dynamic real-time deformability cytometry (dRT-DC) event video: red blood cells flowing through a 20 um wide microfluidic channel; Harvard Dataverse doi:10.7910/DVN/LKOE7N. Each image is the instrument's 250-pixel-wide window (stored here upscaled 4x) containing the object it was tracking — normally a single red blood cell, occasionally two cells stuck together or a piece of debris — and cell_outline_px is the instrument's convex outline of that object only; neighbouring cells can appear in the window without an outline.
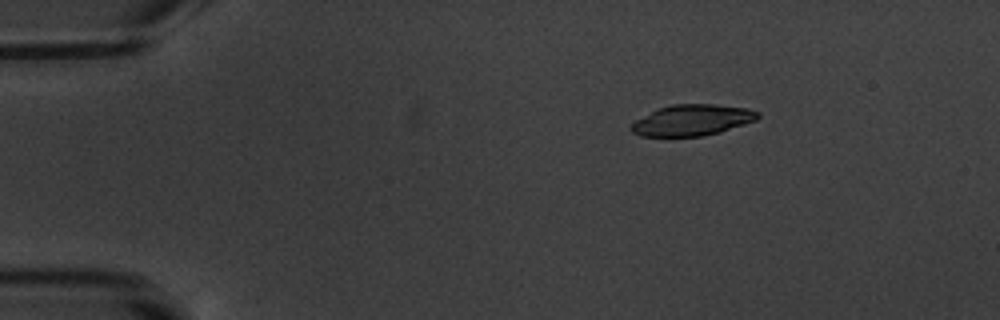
{"species": "common noctule bat (a hibernating species)", "species_latin": "Nyctalus noctula", "temperature_condition": "warm", "stored_images_in_passage": 6, "camera_frame_rate_fps": 3000, "um_per_image_px": 0.085, "animal": {"sex": "male", "body_mass_g": 20.1, "forearm_length_mm": 53.5}, "frame": {"image": 1, "passage_image": 3, "time_ms": 2.333, "image_size_px": [1000, 320], "cell_outline_px": [[760, 116], [756, 120], [720, 132], [700, 136], [640, 136], [632, 132], [628, 128], [636, 120], [660, 108], [672, 104], [716, 104], [748, 108], [760, 112]], "centroid_in_image_um": [58.86, 10.21], "position_along_channel_um": 26.1, "area_um2": 22.77}}
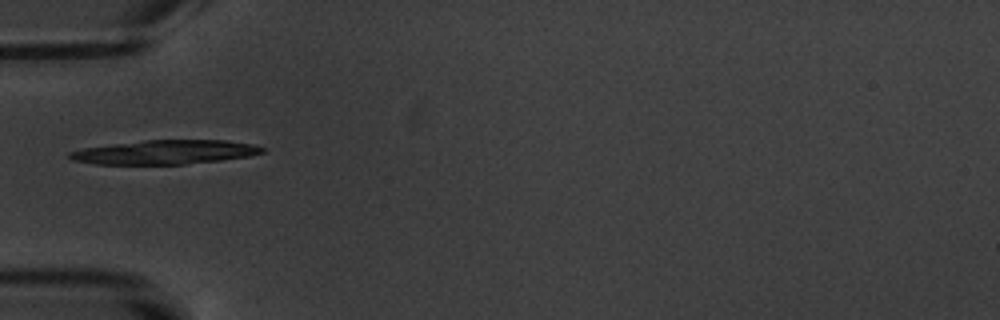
{"frame": {"image": 2, "passage_image": 5, "time_ms": 5.667, "image_size_px": [1000, 320], "cell_outline_px": [[264, 152], [248, 156], [220, 160], [184, 164], [96, 164], [72, 160], [68, 156], [68, 152], [84, 148], [112, 144], [144, 140], [228, 140], [252, 144], [264, 148]], "centroid_in_image_um": [14.01, 12.93], "position_along_channel_um": 71.0, "area_um2": 26.88}}